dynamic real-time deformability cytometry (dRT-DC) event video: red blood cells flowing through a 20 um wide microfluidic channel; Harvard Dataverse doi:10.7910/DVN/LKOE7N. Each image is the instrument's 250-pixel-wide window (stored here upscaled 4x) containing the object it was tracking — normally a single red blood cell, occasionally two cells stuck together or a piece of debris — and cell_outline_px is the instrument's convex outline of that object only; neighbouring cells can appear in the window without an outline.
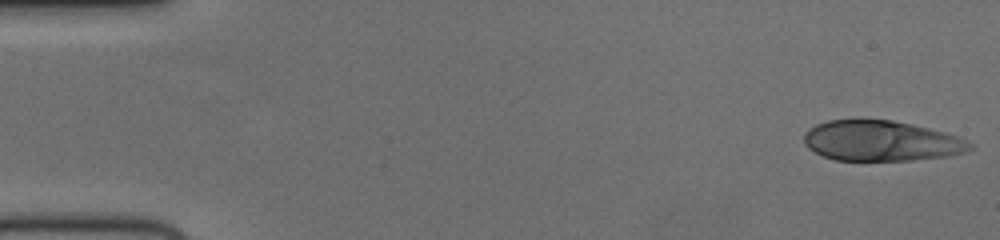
{"species": "human", "species_latin": "Homo sapiens", "temperature_condition": "cold", "stored_images_in_passage": 54, "camera_frame_rate_fps": 3000, "um_per_image_px": 0.085, "donor": {"sex": "female"}, "frame": {"image": 1, "passage_image": 1, "time_ms": 0.0, "image_size_px": [1000, 240], "cell_outline_px": [[972, 148], [964, 152], [948, 156], [908, 160], [836, 160], [824, 156], [808, 148], [804, 144], [804, 132], [816, 124], [828, 120], [892, 120], [912, 124], [944, 132], [956, 136], [972, 144]], "centroid_in_image_um": [74.87, 11.97], "position_along_channel_um": 10.1, "area_um2": 38.67}}
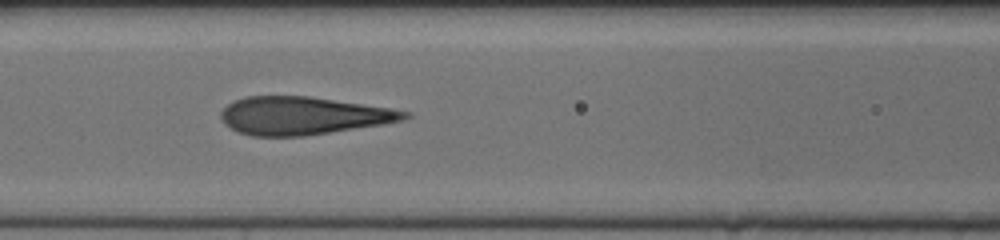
{"frame": {"image": 2, "passage_image": 23, "time_ms": 7.333, "image_size_px": [1000, 240], "cell_outline_px": [[412, 116], [404, 120], [384, 124], [304, 136], [252, 136], [236, 132], [224, 124], [220, 116], [220, 112], [232, 100], [244, 96], [308, 96], [392, 108], [412, 112]], "centroid_in_image_um": [25.75, 9.83], "position_along_channel_um": 140.8, "area_um2": 40.86}}
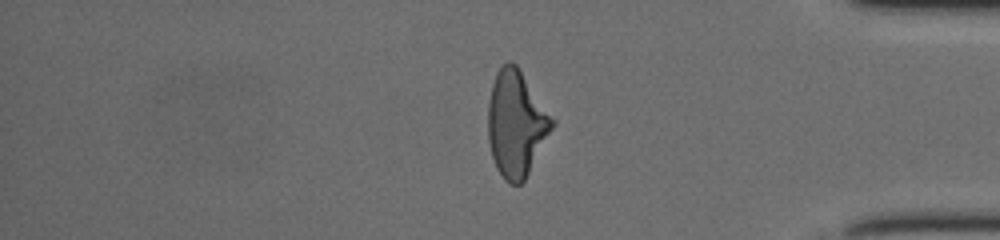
{"frame": {"image": 3, "passage_image": 45, "time_ms": 14.667, "image_size_px": [1000, 240], "cell_outline_px": [[556, 124], [524, 180], [520, 184], [508, 184], [504, 180], [496, 168], [492, 156], [488, 140], [488, 104], [492, 84], [496, 72], [508, 60], [512, 60], [516, 64], [556, 120]], "centroid_in_image_um": [43.88, 10.51], "position_along_channel_um": 391.3, "area_um2": 39.82}, "authors_computed_cell_mechanics": {"area_um2": 40.749, "velocity_mm_per_s": 3.7488, "shape_relaxation_time_tau1_ms": 4.8429, "shape_relaxation_time_tau2_ms": 0.8024, "deformation_change_tau1": 0.1842, "deformation_change_tau2": 0.0891}}